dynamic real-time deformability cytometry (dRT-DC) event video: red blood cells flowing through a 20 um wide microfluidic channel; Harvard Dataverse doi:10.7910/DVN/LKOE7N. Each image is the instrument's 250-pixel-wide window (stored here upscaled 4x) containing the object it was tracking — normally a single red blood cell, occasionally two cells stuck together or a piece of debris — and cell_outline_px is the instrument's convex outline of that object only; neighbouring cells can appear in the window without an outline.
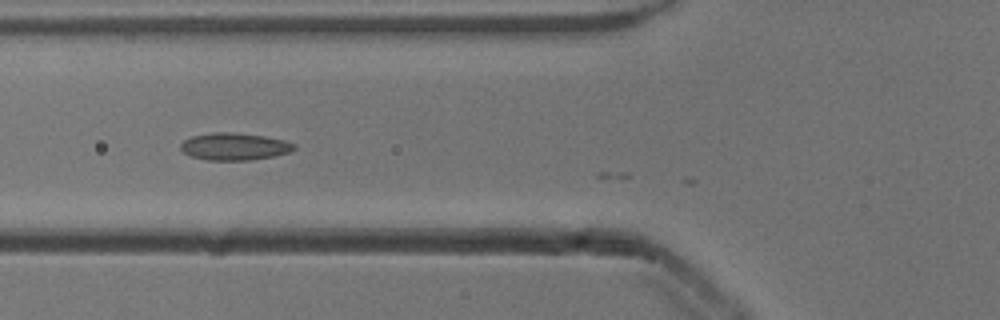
{"species": "common noctule bat (a hibernating species)", "species_latin": "Nyctalus noctula", "temperature_condition": "cold", "stored_images_in_passage": 13, "camera_frame_rate_fps": 3000, "um_per_image_px": 0.085, "animal": {"sex": "male", "body_mass_g": 13.3}, "frame": {"image": 1, "passage_image": 8, "time_ms": 2.333, "image_size_px": [1000, 320], "cell_outline_px": [[296, 148], [288, 152], [272, 156], [252, 160], [208, 160], [188, 156], [180, 148], [180, 144], [184, 140], [192, 136], [212, 132], [232, 132], [264, 136], [284, 140], [296, 144]], "centroid_in_image_um": [19.9, 12.45], "position_along_channel_um": 105.9, "area_um2": 18.03}}
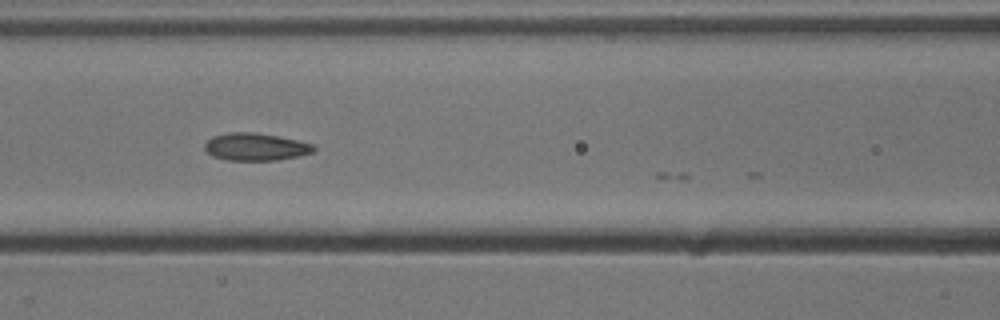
{"frame": {"image": 2, "passage_image": 11, "time_ms": 3.333, "image_size_px": [1000, 320], "cell_outline_px": [[316, 148], [312, 152], [300, 156], [276, 160], [228, 160], [212, 156], [204, 148], [204, 144], [212, 136], [228, 132], [252, 132], [276, 136], [316, 144]], "centroid_in_image_um": [21.73, 12.48], "position_along_channel_um": 144.9, "area_um2": 17.46}}